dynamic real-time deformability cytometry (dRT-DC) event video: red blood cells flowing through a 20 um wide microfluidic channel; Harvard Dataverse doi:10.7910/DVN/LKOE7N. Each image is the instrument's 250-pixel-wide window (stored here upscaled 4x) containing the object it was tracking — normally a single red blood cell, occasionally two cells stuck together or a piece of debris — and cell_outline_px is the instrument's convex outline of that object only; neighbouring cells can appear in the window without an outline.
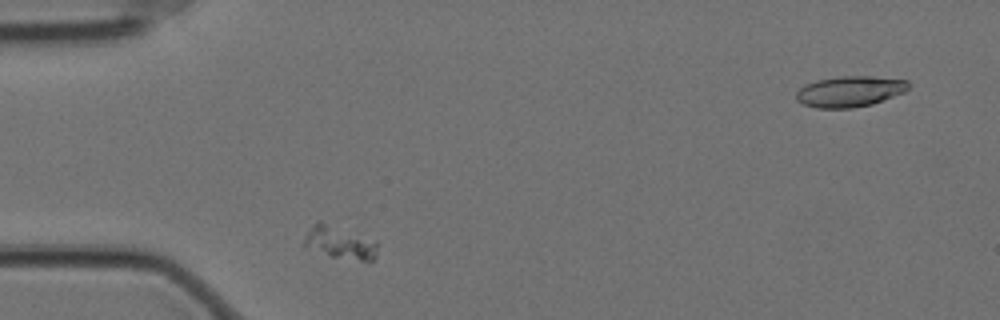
{"species": "Egyptian fruit bat (a non-hibernating species)", "species_latin": "Rousettus aegyptiacus", "temperature_condition": "cold", "stored_images_in_passage": 35, "camera_frame_rate_fps": 3000, "um_per_image_px": 0.085, "animal": {"sex": "female"}, "frame": {"image": 1, "passage_image": 2, "time_ms": 0.333, "image_size_px": [1000, 320], "cell_outline_px": [[376, 256], [372, 260], [360, 260], [328, 256], [304, 244], [304, 236], [312, 224], [316, 220], [320, 220], [376, 240]], "centroid_in_image_um": [28.87, 20.58], "position_along_channel_um": 56.1, "area_um2": 13.87}}
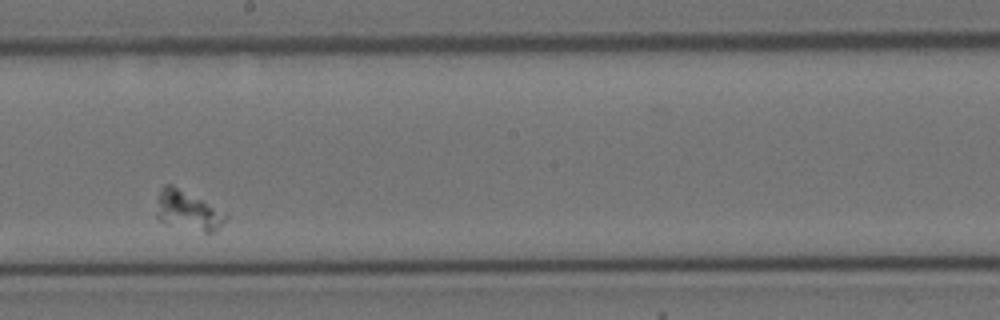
{"frame": {"image": 2, "passage_image": 20, "time_ms": 6.333, "image_size_px": [1000, 320], "cell_outline_px": [[228, 216], [224, 224], [216, 232], [204, 232], [156, 220], [156, 200], [160, 188], [164, 184], [172, 184]], "centroid_in_image_um": [15.89, 17.9], "position_along_channel_um": 232.3, "area_um2": 15.49}}
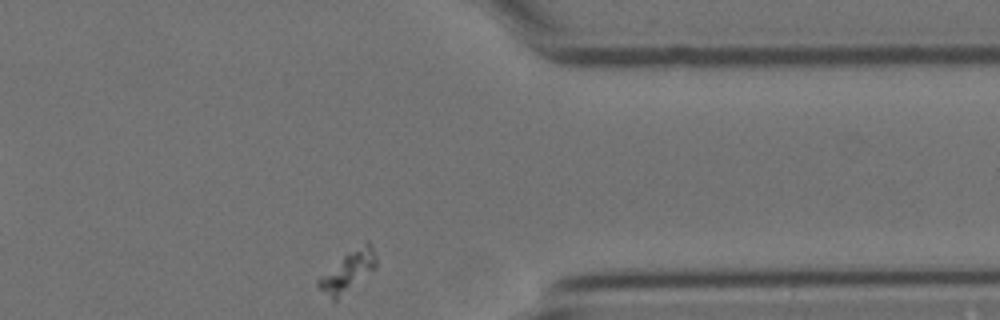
{"frame": {"image": 3, "passage_image": 35, "time_ms": 11.333, "image_size_px": [1000, 320], "cell_outline_px": [[376, 268], [336, 300], [332, 300], [316, 284], [316, 280], [344, 256], [364, 240], [368, 240], [376, 256]], "centroid_in_image_um": [29.6, 23.04], "position_along_channel_um": 381.8, "area_um2": 13.18}}